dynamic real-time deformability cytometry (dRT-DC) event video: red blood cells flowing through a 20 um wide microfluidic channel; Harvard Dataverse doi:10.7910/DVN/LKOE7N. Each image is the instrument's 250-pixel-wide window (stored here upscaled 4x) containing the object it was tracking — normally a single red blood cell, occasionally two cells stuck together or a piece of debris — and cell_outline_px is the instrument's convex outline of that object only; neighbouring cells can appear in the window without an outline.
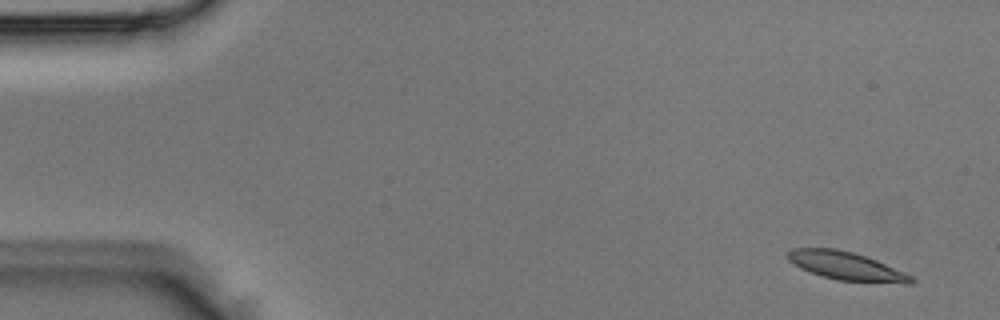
{"species": "Egyptian fruit bat (a non-hibernating species)", "species_latin": "Rousettus aegyptiacus", "temperature_condition": "room temperature", "stored_images_in_passage": 3, "camera_frame_rate_fps": 3000, "um_per_image_px": 0.085, "animal": {"sex": "male"}, "frame": {"image": 1, "passage_image": 1, "time_ms": 0.0, "image_size_px": [1000, 320], "cell_outline_px": [[916, 280], [912, 284], [904, 284], [836, 280], [800, 268], [788, 260], [784, 256], [792, 248], [836, 248], [852, 252], [876, 260], [904, 272], [912, 276]], "centroid_in_image_um": [71.94, 22.61], "position_along_channel_um": 13.1, "area_um2": 20.35}}
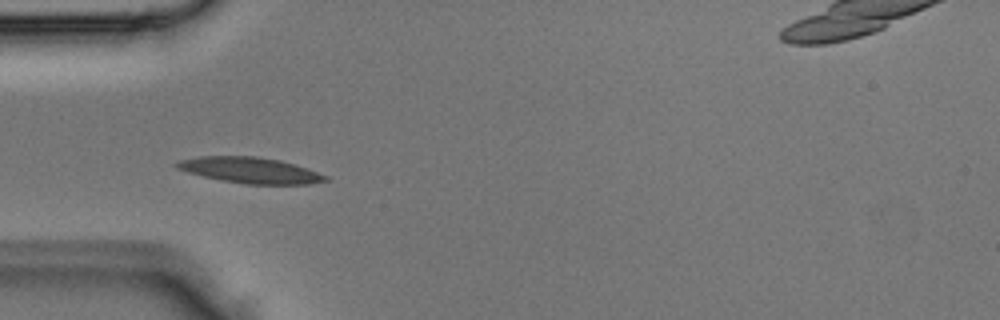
{"frame": {"image": 2, "passage_image": 3, "time_ms": 0.667, "image_size_px": [1000, 320], "cell_outline_px": [[328, 180], [308, 184], [244, 184], [220, 180], [188, 172], [176, 168], [172, 164], [176, 160], [200, 156], [256, 156], [280, 160], [308, 168], [328, 176]], "centroid_in_image_um": [21.23, 14.46], "position_along_channel_um": 63.8, "area_um2": 22.54}}